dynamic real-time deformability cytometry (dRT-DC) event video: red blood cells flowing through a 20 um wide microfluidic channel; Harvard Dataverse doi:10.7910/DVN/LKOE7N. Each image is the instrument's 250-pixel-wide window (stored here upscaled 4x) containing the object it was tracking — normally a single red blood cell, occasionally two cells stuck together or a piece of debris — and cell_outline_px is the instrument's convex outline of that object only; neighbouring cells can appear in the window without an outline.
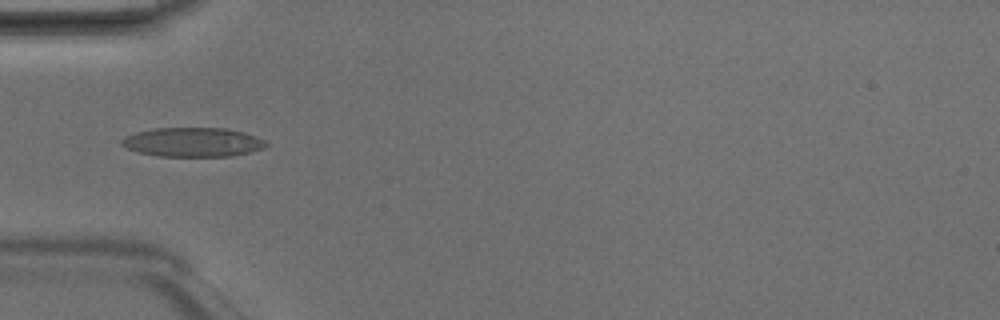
{"species": "Egyptian fruit bat (a non-hibernating species)", "species_latin": "Rousettus aegyptiacus", "temperature_condition": "room temperature", "stored_images_in_passage": 6, "camera_frame_rate_fps": 3000, "um_per_image_px": 0.085, "animal": {"sex": "male"}, "frame": {"image": 1, "passage_image": 5, "time_ms": 1.333, "image_size_px": [1000, 320], "cell_outline_px": [[268, 144], [264, 148], [232, 156], [156, 156], [140, 152], [128, 148], [120, 144], [120, 140], [136, 132], [156, 128], [228, 128], [244, 132], [256, 136], [264, 140]], "centroid_in_image_um": [16.41, 12.08], "position_along_channel_um": 68.6, "area_um2": 24.45}}